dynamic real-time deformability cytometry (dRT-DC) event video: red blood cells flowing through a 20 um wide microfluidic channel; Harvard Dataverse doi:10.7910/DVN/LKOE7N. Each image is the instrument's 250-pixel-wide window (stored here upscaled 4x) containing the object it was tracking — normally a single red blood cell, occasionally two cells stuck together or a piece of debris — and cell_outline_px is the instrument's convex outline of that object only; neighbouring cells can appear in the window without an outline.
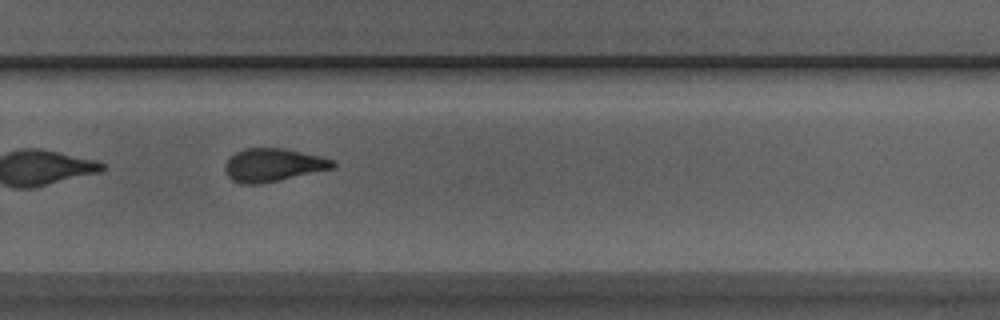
{"species": "Egyptian fruit bat (a non-hibernating species)", "species_latin": "Rousettus aegyptiacus", "temperature_condition": "room temperature", "stored_images_in_passage": 34, "camera_frame_rate_fps": 3000, "um_per_image_px": 0.085, "animal": {"sex": "male"}, "frame": {"image": 1, "passage_image": 19, "time_ms": 6.0, "image_size_px": [1000, 320], "cell_outline_px": [[336, 168], [280, 180], [260, 184], [240, 184], [232, 180], [228, 176], [224, 168], [224, 164], [236, 152], [244, 148], [284, 148], [320, 156], [336, 160]], "centroid_in_image_um": [23.24, 14.03], "position_along_channel_um": 306.6, "area_um2": 20.98}, "authors_computed_cell_mechanics": {"area_um2": 21.2704, "velocity_mm_per_s": 3.9898, "shape_relaxation_time_tau1_ms": 6.9784, "shape_relaxation_time_tau2_ms": 2.2191, "deformation_change_tau1": 0.1866, "deformation_change_tau2": 0.109}}